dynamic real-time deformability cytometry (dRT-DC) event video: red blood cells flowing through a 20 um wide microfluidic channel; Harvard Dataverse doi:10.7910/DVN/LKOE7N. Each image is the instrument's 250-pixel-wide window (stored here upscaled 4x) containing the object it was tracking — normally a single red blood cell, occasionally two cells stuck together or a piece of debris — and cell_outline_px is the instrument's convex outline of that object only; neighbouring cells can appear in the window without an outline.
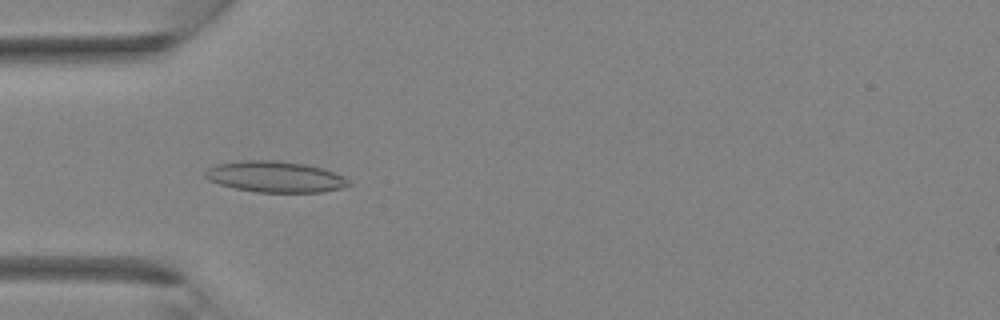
{"species": "Egyptian fruit bat (a non-hibernating species)", "species_latin": "Rousettus aegyptiacus", "temperature_condition": "room temperature", "stored_images_in_passage": 35, "camera_frame_rate_fps": 3000, "um_per_image_px": 0.085, "animal": {"sex": "female"}, "frame": {"image": 1, "passage_image": 10, "time_ms": 3.0, "image_size_px": [1000, 320], "cell_outline_px": [[352, 184], [340, 188], [324, 192], [256, 192], [236, 188], [220, 184], [208, 180], [204, 176], [204, 172], [208, 168], [216, 164], [240, 160], [280, 160], [304, 164], [320, 168], [332, 172], [348, 180]], "centroid_in_image_um": [23.33, 15.02], "position_along_channel_um": 61.7, "area_um2": 25.84}}
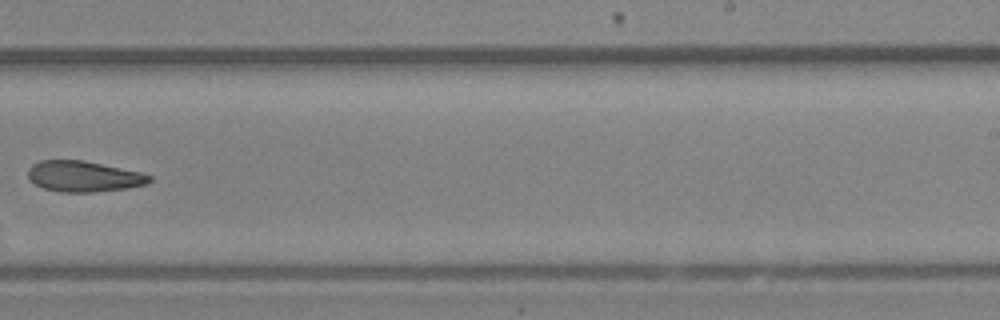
{"frame": {"image": 2, "passage_image": 22, "time_ms": 7.0, "image_size_px": [1000, 320], "cell_outline_px": [[152, 180], [148, 184], [128, 188], [92, 192], [60, 192], [44, 188], [28, 180], [28, 168], [32, 164], [40, 160], [84, 160], [140, 172], [152, 176]], "centroid_in_image_um": [7.11, 14.99], "position_along_channel_um": 281.9, "area_um2": 21.91}}
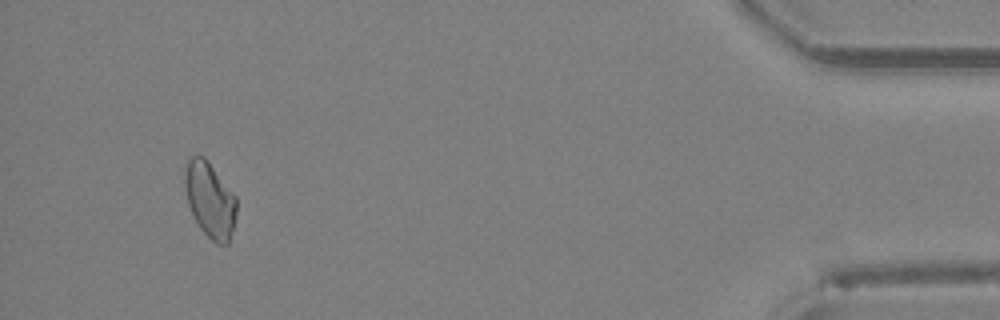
{"frame": {"image": 3, "passage_image": 33, "time_ms": 10.667, "image_size_px": [1000, 320], "cell_outline_px": [[236, 216], [228, 244], [216, 244], [200, 228], [188, 204], [184, 184], [184, 172], [188, 160], [192, 156], [204, 156], [236, 196]], "centroid_in_image_um": [17.84, 16.98], "position_along_channel_um": 417.4, "area_um2": 22.48}}